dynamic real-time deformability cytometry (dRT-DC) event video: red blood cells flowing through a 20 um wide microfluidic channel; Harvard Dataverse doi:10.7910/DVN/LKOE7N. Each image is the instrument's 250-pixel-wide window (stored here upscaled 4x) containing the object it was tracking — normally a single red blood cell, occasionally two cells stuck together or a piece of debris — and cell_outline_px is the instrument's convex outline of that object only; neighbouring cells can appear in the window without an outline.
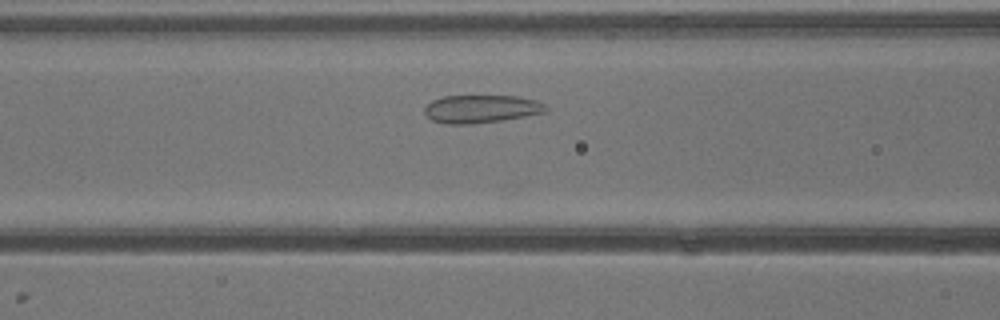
{"species": "common noctule bat (a hibernating species)", "species_latin": "Nyctalus noctula", "temperature_condition": "warm", "stored_images_in_passage": 6, "camera_frame_rate_fps": 3000, "um_per_image_px": 0.085, "animal": {"sex": "male", "body_mass_g": 13.3}, "frame": {"image": 1, "passage_image": 5, "time_ms": 5.667, "image_size_px": [1000, 320], "cell_outline_px": [[548, 108], [544, 112], [524, 116], [500, 120], [468, 124], [444, 124], [432, 120], [424, 112], [424, 108], [432, 100], [444, 96], [516, 96], [536, 100], [544, 104]], "centroid_in_image_um": [40.87, 9.25], "position_along_channel_um": 125.7, "area_um2": 19.54}}